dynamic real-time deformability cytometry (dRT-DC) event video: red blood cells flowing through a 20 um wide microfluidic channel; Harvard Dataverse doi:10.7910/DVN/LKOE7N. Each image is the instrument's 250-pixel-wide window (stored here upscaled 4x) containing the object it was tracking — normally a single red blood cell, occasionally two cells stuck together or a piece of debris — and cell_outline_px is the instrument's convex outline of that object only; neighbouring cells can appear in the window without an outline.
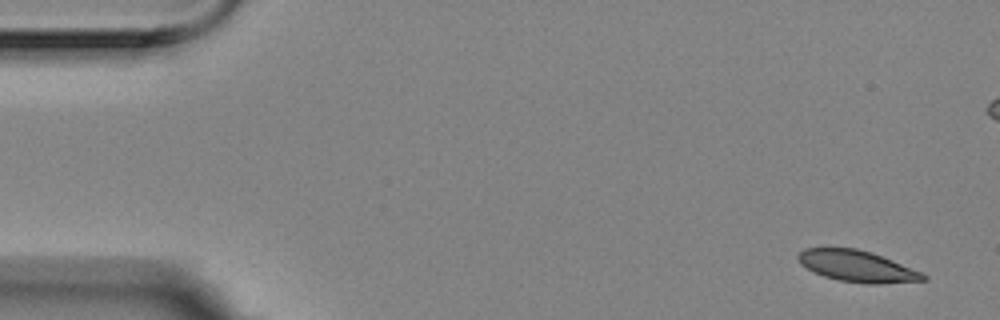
{"species": "Egyptian fruit bat (a non-hibernating species)", "species_latin": "Rousettus aegyptiacus", "temperature_condition": "room temperature", "stored_images_in_passage": 3, "camera_frame_rate_fps": 3000, "um_per_image_px": 0.085, "animal": {"sex": "female"}, "frame": {"image": 1, "passage_image": 1, "time_ms": 0.0, "image_size_px": [1000, 320], "cell_outline_px": [[928, 280], [880, 284], [868, 284], [840, 280], [824, 276], [800, 264], [796, 256], [804, 248], [856, 248], [872, 252], [892, 260], [920, 272], [928, 276]], "centroid_in_image_um": [72.86, 22.62], "position_along_channel_um": 12.1, "area_um2": 22.66}}